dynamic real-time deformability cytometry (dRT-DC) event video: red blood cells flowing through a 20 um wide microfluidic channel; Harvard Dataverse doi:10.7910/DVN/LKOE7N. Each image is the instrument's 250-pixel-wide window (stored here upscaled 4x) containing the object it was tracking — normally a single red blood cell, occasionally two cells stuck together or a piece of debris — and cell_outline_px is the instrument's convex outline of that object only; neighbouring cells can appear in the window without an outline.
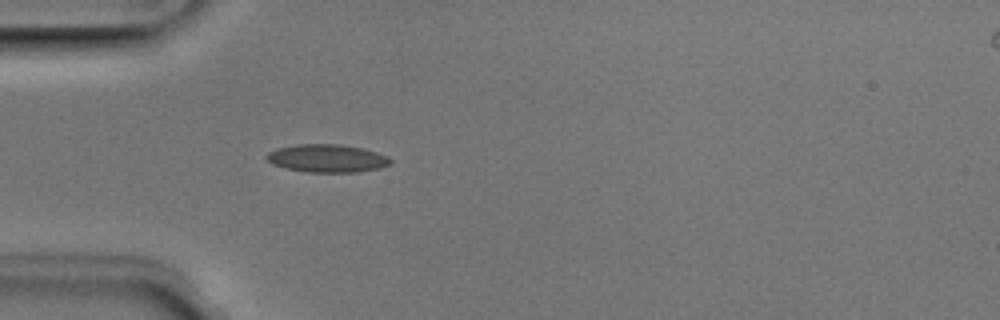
{"species": "Egyptian fruit bat (a non-hibernating species)", "species_latin": "Rousettus aegyptiacus", "temperature_condition": "room temperature", "stored_images_in_passage": 4, "camera_frame_rate_fps": 3000, "um_per_image_px": 0.085, "animal": {"sex": "male"}, "frame": {"image": 1, "passage_image": 4, "time_ms": 1.0, "image_size_px": [1000, 320], "cell_outline_px": [[392, 164], [380, 168], [356, 172], [308, 172], [288, 168], [272, 164], [264, 156], [268, 152], [276, 148], [296, 144], [340, 144], [360, 148], [376, 152], [388, 156], [392, 160]], "centroid_in_image_um": [27.81, 13.45], "position_along_channel_um": 57.2, "area_um2": 20.17}}